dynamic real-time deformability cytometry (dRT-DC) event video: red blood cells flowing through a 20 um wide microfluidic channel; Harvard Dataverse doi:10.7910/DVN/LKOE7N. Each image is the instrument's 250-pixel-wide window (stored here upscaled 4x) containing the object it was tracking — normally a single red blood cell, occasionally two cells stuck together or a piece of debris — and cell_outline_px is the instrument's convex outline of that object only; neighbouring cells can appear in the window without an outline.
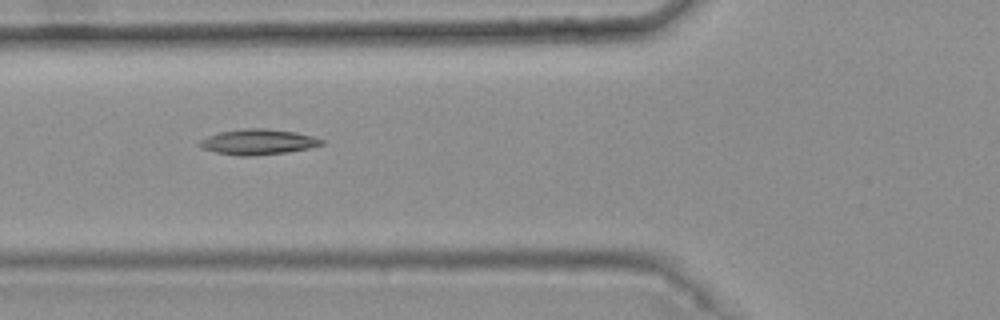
{"species": "common noctule bat (a hibernating species)", "species_latin": "Nyctalus noctula", "temperature_condition": "warm", "stored_images_in_passage": 8, "camera_frame_rate_fps": 3000, "um_per_image_px": 0.085, "animal": {"sex": "female", "body_mass_g": 25.1}, "frame": {"image": 1, "passage_image": 6, "time_ms": 1.667, "image_size_px": [1000, 320], "cell_outline_px": [[324, 144], [308, 148], [284, 152], [252, 156], [240, 156], [216, 152], [204, 148], [196, 144], [200, 140], [208, 136], [220, 132], [244, 128], [264, 128], [296, 132], [312, 136], [324, 140]], "centroid_in_image_um": [21.92, 12.05], "position_along_channel_um": 103.9, "area_um2": 17.92}}
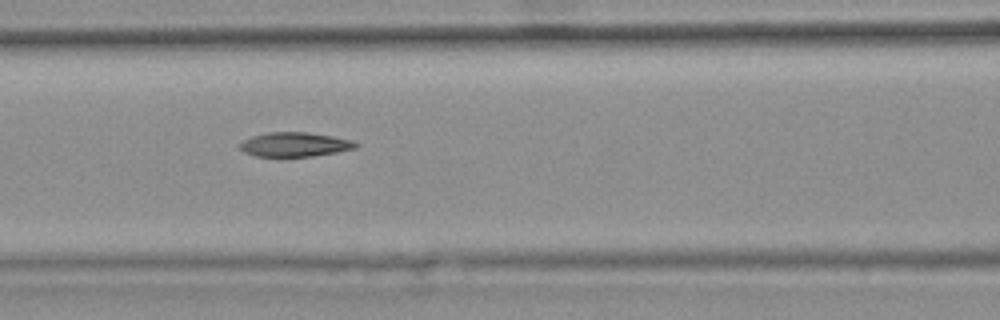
{"frame": {"image": 2, "passage_image": 7, "time_ms": 2.0, "image_size_px": [1000, 320], "cell_outline_px": [[356, 148], [336, 152], [312, 156], [256, 156], [244, 152], [240, 148], [240, 144], [244, 140], [252, 136], [268, 132], [308, 132], [332, 136], [352, 140], [356, 144]], "centroid_in_image_um": [25.04, 12.27], "position_along_channel_um": 141.6, "area_um2": 16.18}}
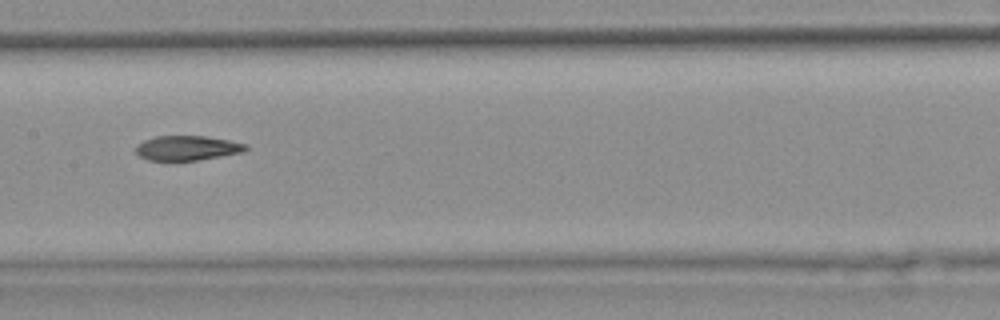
{"frame": {"image": 3, "passage_image": 8, "time_ms": 2.333, "image_size_px": [1000, 320], "cell_outline_px": [[248, 148], [244, 152], [196, 160], [148, 160], [140, 156], [136, 152], [136, 144], [144, 140], [156, 136], [204, 136], [228, 140], [248, 144]], "centroid_in_image_um": [15.91, 12.57], "position_along_channel_um": 191.5, "area_um2": 15.72}}